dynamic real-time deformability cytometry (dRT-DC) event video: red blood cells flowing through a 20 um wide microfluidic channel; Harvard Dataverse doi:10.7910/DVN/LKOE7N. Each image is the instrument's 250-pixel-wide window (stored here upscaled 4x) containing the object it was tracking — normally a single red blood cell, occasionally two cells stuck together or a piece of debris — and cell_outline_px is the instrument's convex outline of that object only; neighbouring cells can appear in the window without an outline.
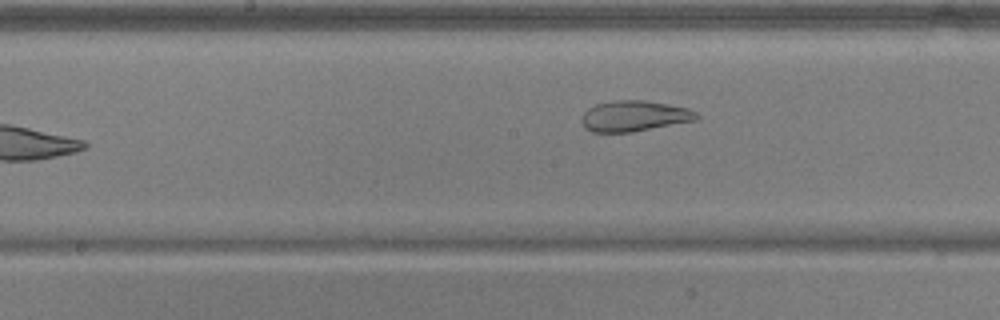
{"species": "common noctule bat (a hibernating species)", "species_latin": "Nyctalus noctula", "temperature_condition": "warm", "stored_images_in_passage": 5, "camera_frame_rate_fps": 3000, "um_per_image_px": 0.085, "animal": {"sex": "male", "body_mass_g": 17.9, "forearm_length_mm": 54.2}, "frame": {"image": 1, "passage_image": 5, "time_ms": 1.333, "image_size_px": [1000, 320], "cell_outline_px": [[700, 116], [696, 120], [632, 132], [592, 132], [584, 128], [584, 112], [588, 108], [596, 104], [612, 100], [648, 100], [688, 108], [696, 112]], "centroid_in_image_um": [53.93, 9.85], "position_along_channel_um": 194.3, "area_um2": 20.52}}